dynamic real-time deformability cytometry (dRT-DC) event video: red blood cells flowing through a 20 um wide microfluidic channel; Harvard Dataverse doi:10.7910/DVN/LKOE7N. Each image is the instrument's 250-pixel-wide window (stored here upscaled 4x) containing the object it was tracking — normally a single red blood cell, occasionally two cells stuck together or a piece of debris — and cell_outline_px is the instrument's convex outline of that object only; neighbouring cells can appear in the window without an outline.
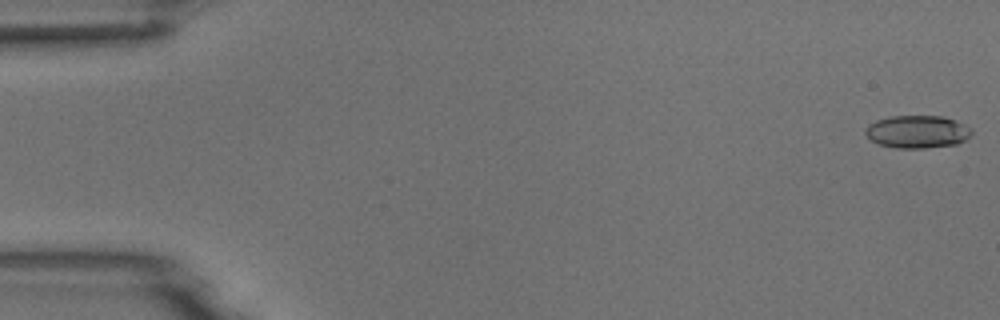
{"species": "common noctule bat (a hibernating species)", "species_latin": "Nyctalus noctula", "temperature_condition": "room temperature", "stored_images_in_passage": 5, "camera_frame_rate_fps": 3000, "um_per_image_px": 0.085, "animal": {"sex": "male", "body_mass_g": 18.8}, "frame": {"image": 1, "passage_image": 1, "time_ms": 0.0, "image_size_px": [1000, 320], "cell_outline_px": [[972, 132], [964, 140], [956, 144], [924, 148], [896, 148], [880, 144], [872, 140], [864, 132], [864, 128], [868, 124], [876, 120], [892, 116], [944, 116], [964, 124], [972, 128]], "centroid_in_image_um": [77.96, 11.19], "position_along_channel_um": 7.0, "area_um2": 20.17}}
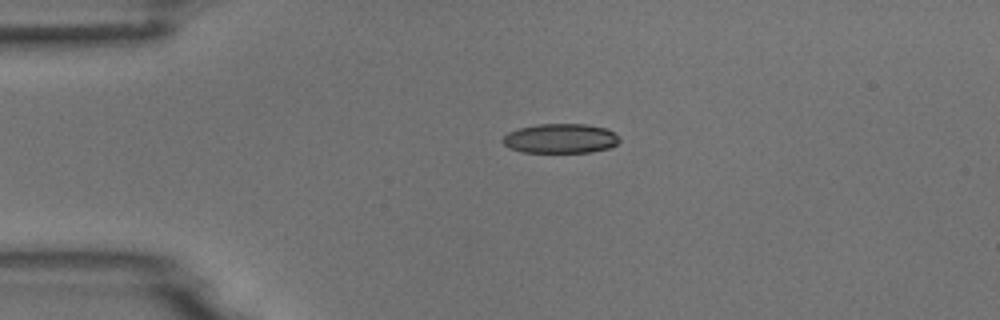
{"frame": {"image": 2, "passage_image": 4, "time_ms": 3.667, "image_size_px": [1000, 320], "cell_outline_px": [[620, 140], [616, 144], [608, 148], [592, 152], [524, 152], [508, 148], [500, 140], [508, 132], [520, 128], [536, 124], [588, 124], [604, 128], [620, 136]], "centroid_in_image_um": [47.62, 11.77], "position_along_channel_um": 37.4, "area_um2": 20.11}}